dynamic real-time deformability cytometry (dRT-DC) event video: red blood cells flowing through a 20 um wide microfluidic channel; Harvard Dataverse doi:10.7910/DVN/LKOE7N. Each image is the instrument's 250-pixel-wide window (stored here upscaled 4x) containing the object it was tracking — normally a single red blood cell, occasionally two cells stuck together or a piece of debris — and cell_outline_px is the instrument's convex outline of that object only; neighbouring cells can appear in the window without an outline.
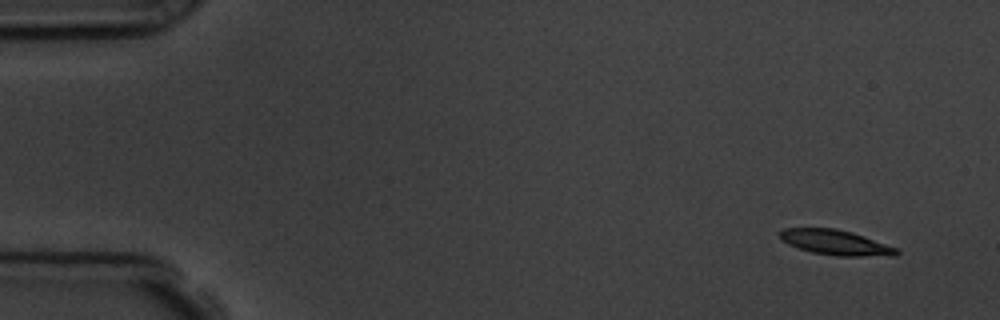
{"species": "common noctule bat (a hibernating species)", "species_latin": "Nyctalus noctula", "temperature_condition": "room temperature", "stored_images_in_passage": 15, "camera_frame_rate_fps": 3000, "um_per_image_px": 0.085, "animal": {"sex": "male", "body_mass_g": 19.5, "forearm_length_mm": 54.6}, "frame": {"image": 1, "passage_image": 1, "time_ms": 0.0, "image_size_px": [1000, 320], "cell_outline_px": [[900, 252], [896, 256], [836, 256], [812, 252], [788, 244], [780, 240], [780, 232], [784, 228], [836, 228], [852, 232], [864, 236], [896, 248]], "centroid_in_image_um": [71.03, 20.61], "position_along_channel_um": 14.0, "area_um2": 16.99}}
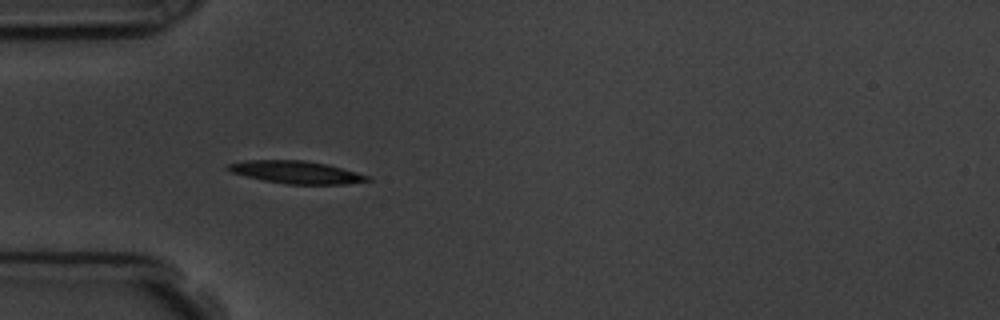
{"frame": {"image": 2, "passage_image": 5, "time_ms": 4.333, "image_size_px": [1000, 320], "cell_outline_px": [[372, 180], [344, 184], [288, 184], [264, 180], [232, 172], [224, 168], [228, 164], [244, 160], [304, 160], [328, 164], [372, 176]], "centroid_in_image_um": [25.23, 14.63], "position_along_channel_um": 59.8, "area_um2": 18.32}}
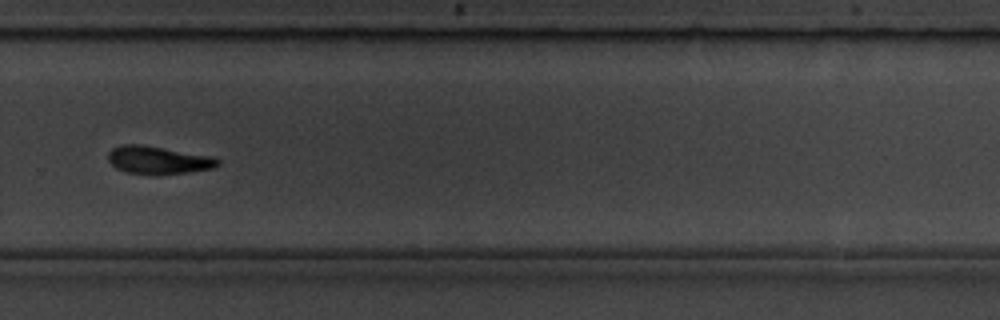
{"frame": {"image": 3, "passage_image": 11, "time_ms": 11.333, "image_size_px": [1000, 320], "cell_outline_px": [[220, 164], [212, 168], [188, 172], [156, 176], [152, 176], [128, 172], [116, 168], [108, 160], [108, 152], [112, 148], [124, 144], [140, 144], [212, 156], [220, 160]], "centroid_in_image_um": [13.44, 13.62], "position_along_channel_um": 316.4, "area_um2": 17.98}, "authors_computed_cell_mechanics": {"area_um2": 17.918, "velocity_mm_per_s": 3.7179, "shape_relaxation_time_tau1_ms": 1.8841, "shape_relaxation_time_tau2_ms": null, "deformation_change_tau1": 0.1197, "deformation_change_tau2": null}}